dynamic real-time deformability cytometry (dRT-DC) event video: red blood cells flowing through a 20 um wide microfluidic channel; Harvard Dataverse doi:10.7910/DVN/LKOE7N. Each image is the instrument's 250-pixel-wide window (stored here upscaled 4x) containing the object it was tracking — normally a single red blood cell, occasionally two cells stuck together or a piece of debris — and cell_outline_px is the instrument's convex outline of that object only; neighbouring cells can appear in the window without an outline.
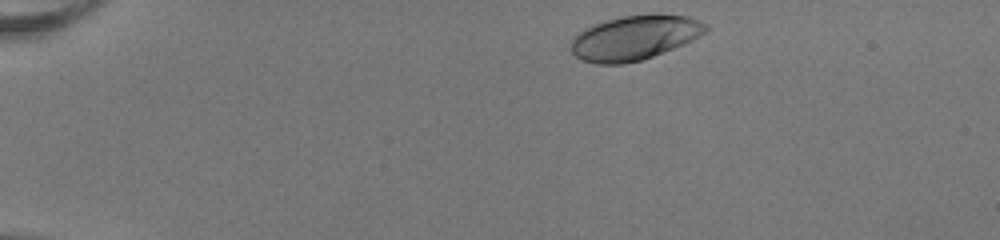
{"species": "human", "species_latin": "Homo sapiens", "temperature_condition": "room temperature", "stored_images_in_passage": 43, "camera_frame_rate_fps": 3000, "um_per_image_px": 0.085, "donor": {"sex": "female"}, "frame": {"image": 1, "passage_image": 1, "time_ms": 0.0, "image_size_px": [1000, 240], "cell_outline_px": [[712, 28], [700, 36], [692, 40], [652, 56], [640, 60], [624, 64], [596, 64], [584, 60], [576, 56], [572, 52], [572, 40], [580, 32], [604, 20], [624, 16], [688, 16], [700, 20], [708, 24]], "centroid_in_image_um": [53.98, 3.22], "position_along_channel_um": 31.0, "area_um2": 34.1}}
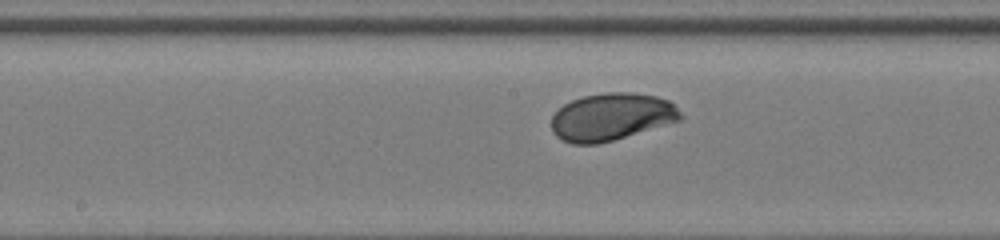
{"frame": {"image": 2, "passage_image": 20, "time_ms": 6.333, "image_size_px": [1000, 240], "cell_outline_px": [[684, 116], [680, 120], [612, 140], [596, 144], [572, 144], [560, 140], [552, 132], [552, 116], [564, 104], [572, 100], [584, 96], [604, 92], [632, 92], [656, 96], [668, 100]], "centroid_in_image_um": [51.94, 9.93], "position_along_channel_um": 196.3, "area_um2": 35.43}}
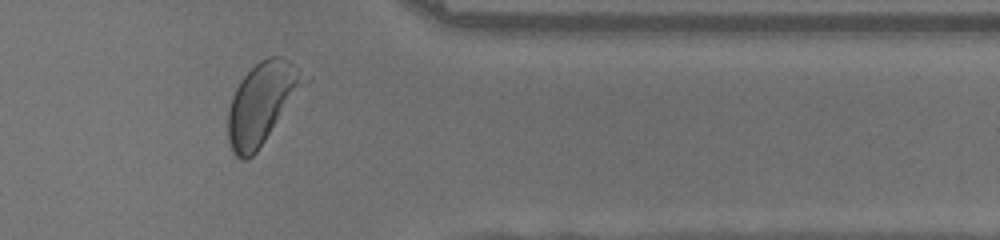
{"frame": {"image": 3, "passage_image": 35, "time_ms": 11.333, "image_size_px": [1000, 240], "cell_outline_px": [[296, 80], [264, 140], [256, 152], [252, 156], [244, 160], [236, 156], [232, 152], [228, 140], [228, 108], [232, 96], [240, 80], [260, 60], [268, 56], [280, 56], [288, 60], [292, 64]], "centroid_in_image_um": [21.94, 8.84], "position_along_channel_um": 389.5, "area_um2": 31.67}, "authors_computed_cell_mechanics": {"area_um2": 35.1424, "velocity_mm_per_s": 4.0077, "shape_relaxation_time_tau1_ms": 1.8722, "shape_relaxation_time_tau2_ms": null, "deformation_change_tau1": 0.1398, "deformation_change_tau2": null}}